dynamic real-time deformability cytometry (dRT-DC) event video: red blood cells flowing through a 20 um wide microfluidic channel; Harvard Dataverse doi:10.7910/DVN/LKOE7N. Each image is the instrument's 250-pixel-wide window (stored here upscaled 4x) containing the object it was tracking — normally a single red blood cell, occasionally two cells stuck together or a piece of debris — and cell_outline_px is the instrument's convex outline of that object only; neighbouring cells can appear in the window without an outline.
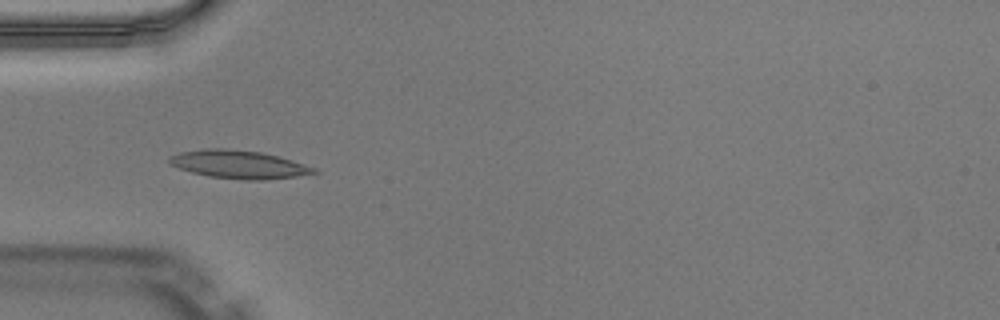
{"species": "Egyptian fruit bat (a non-hibernating species)", "species_latin": "Rousettus aegyptiacus", "temperature_condition": "warm", "stored_images_in_passage": 35, "camera_frame_rate_fps": 3000, "um_per_image_px": 0.085, "animal": {"sex": "male"}, "frame": {"image": 1, "passage_image": 1, "time_ms": 0.0, "image_size_px": [1000, 320], "cell_outline_px": [[320, 172], [296, 176], [264, 180], [244, 180], [208, 176], [192, 172], [180, 168], [172, 164], [168, 160], [168, 156], [180, 152], [204, 148], [220, 148], [260, 152], [280, 156], [316, 168]], "centroid_in_image_um": [20.3, 13.97], "position_along_channel_um": 64.7, "area_um2": 23.64}}
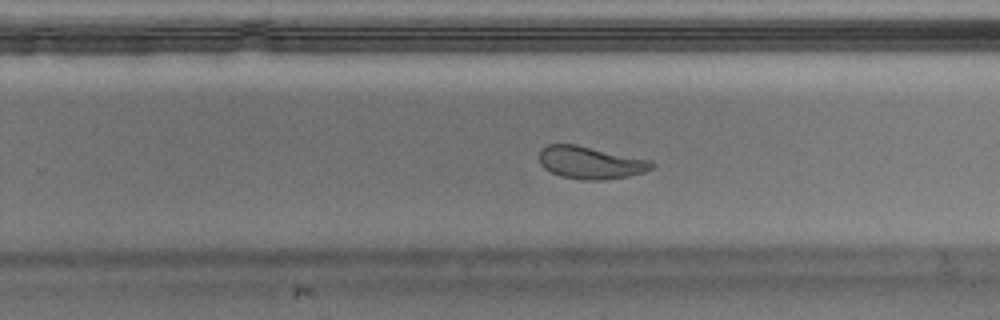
{"frame": {"image": 2, "passage_image": 17, "time_ms": 5.333, "image_size_px": [1000, 320], "cell_outline_px": [[656, 164], [652, 168], [644, 172], [628, 176], [604, 180], [584, 180], [560, 176], [544, 168], [540, 164], [540, 152], [548, 144], [576, 144], [652, 160]], "centroid_in_image_um": [50.23, 13.82], "position_along_channel_um": 279.6, "area_um2": 21.33}}
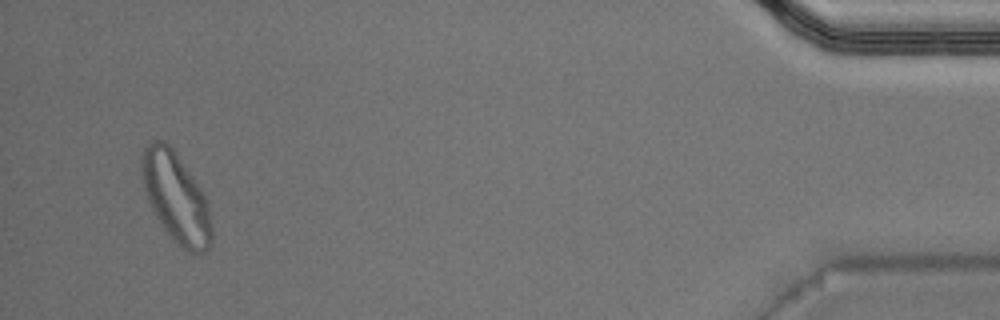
{"frame": {"image": 3, "passage_image": 33, "time_ms": 10.667, "image_size_px": [1000, 320], "cell_outline_px": [[212, 244], [204, 252], [192, 252], [184, 248], [172, 240], [148, 204], [144, 188], [140, 168], [140, 156], [144, 148], [152, 140], [160, 140], [168, 144], [176, 152], [208, 200], [212, 228]], "centroid_in_image_um": [14.94, 16.78], "position_along_channel_um": 420.3, "area_um2": 36.65}, "authors_computed_cell_mechanics": {"area_um2": 21.7328, "velocity_mm_per_s": 4.0376, "shape_relaxation_time_tau1_ms": null, "shape_relaxation_time_tau2_ms": 1.2692, "deformation_change_tau1": null, "deformation_change_tau2": 0.0605}}